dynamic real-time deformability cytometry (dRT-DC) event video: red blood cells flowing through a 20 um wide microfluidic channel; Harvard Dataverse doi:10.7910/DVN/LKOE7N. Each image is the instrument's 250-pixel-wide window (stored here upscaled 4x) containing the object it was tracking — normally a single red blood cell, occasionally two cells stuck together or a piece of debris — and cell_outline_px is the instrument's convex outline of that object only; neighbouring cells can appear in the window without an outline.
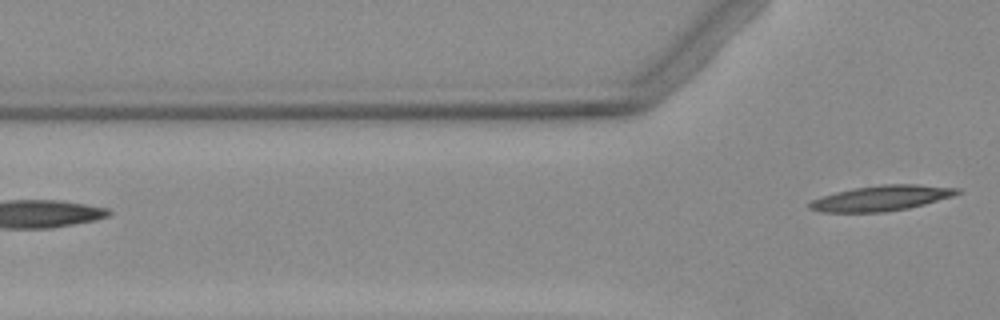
{"species": "Egyptian fruit bat (a non-hibernating species)", "species_latin": "Rousettus aegyptiacus", "temperature_condition": "warm", "stored_images_in_passage": 4, "camera_frame_rate_fps": 3000, "um_per_image_px": 0.085, "animal": {"sex": "female"}, "frame": {"image": 1, "passage_image": 4, "time_ms": 3.667, "image_size_px": [1000, 320], "cell_outline_px": [[960, 192], [952, 196], [924, 204], [908, 208], [880, 212], [820, 212], [808, 208], [808, 204], [812, 200], [820, 196], [836, 192], [856, 188], [884, 184], [916, 184], [960, 188]], "centroid_in_image_um": [74.89, 16.84], "position_along_channel_um": 50.9, "area_um2": 21.62}}